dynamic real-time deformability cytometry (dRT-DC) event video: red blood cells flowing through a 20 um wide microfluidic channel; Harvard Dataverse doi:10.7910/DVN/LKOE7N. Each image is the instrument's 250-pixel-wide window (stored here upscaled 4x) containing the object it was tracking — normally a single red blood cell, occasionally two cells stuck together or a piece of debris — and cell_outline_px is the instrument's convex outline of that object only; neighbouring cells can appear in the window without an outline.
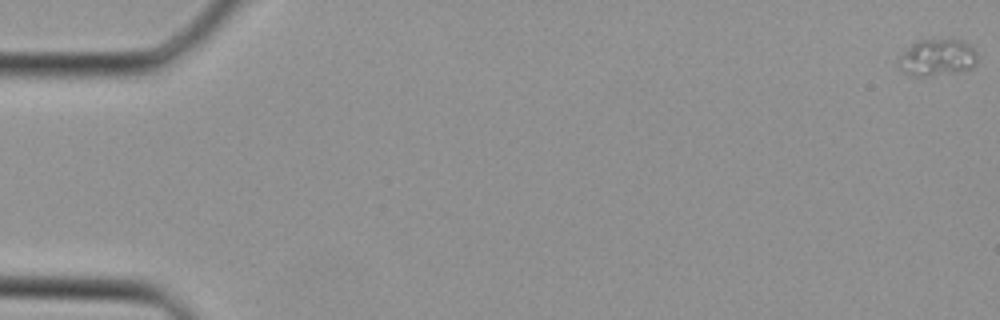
{"species": "Egyptian fruit bat (a non-hibernating species)", "species_latin": "Rousettus aegyptiacus", "temperature_condition": "cold", "stored_images_in_passage": 40, "camera_frame_rate_fps": 3000, "um_per_image_px": 0.085, "animal": {"sex": "female"}, "frame": {"image": 1, "passage_image": 1, "time_ms": 0.0, "image_size_px": [1000, 320], "cell_outline_px": [[976, 64], [972, 68], [956, 72], [932, 76], [908, 76], [896, 64], [896, 60], [916, 40], [952, 36], [968, 44], [976, 52]], "centroid_in_image_um": [79.64, 4.86], "position_along_channel_um": 5.4, "area_um2": 17.57}}
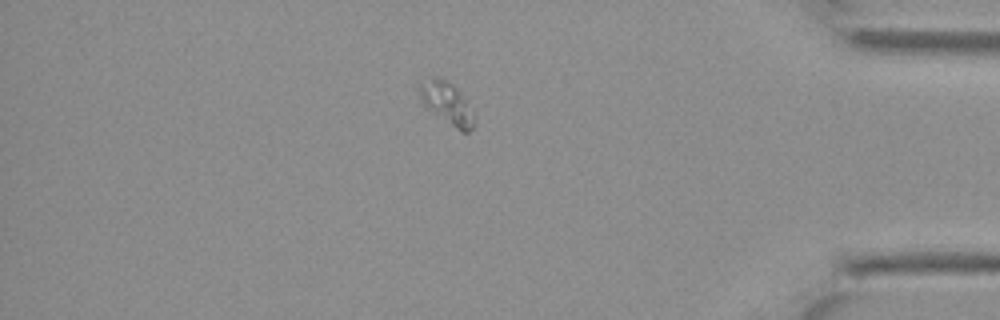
{"frame": {"image": 2, "passage_image": 35, "time_ms": 11.333, "image_size_px": [1000, 320], "cell_outline_px": [[476, 116], [472, 128], [468, 132], [460, 132], [428, 108], [420, 100], [420, 84], [432, 76], [440, 76], [448, 80], [456, 88]], "centroid_in_image_um": [38.0, 8.77], "position_along_channel_um": 397.2, "area_um2": 13.24}}